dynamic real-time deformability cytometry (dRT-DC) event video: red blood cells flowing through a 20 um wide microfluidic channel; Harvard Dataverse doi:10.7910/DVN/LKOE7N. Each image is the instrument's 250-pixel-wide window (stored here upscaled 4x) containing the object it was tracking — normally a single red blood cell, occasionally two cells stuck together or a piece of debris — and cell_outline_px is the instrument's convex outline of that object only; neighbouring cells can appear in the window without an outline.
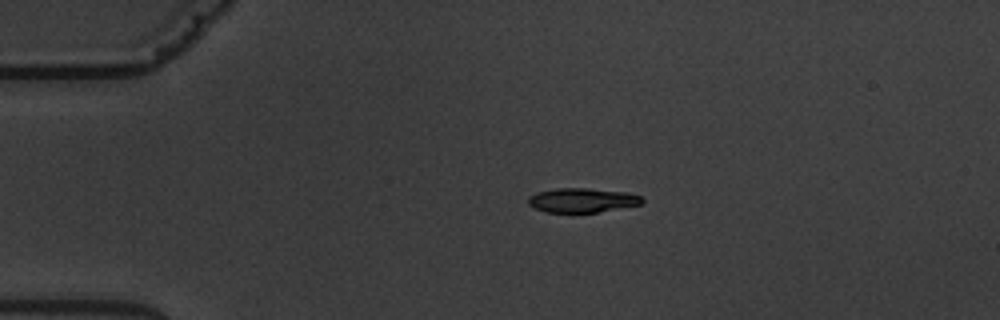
{"species": "common noctule bat (a hibernating species)", "species_latin": "Nyctalus noctula", "temperature_condition": "warm", "stored_images_in_passage": 3, "camera_frame_rate_fps": 3000, "um_per_image_px": 0.085, "animal": {"sex": "male", "body_mass_g": 19.5, "forearm_length_mm": 54.6}, "frame": {"image": 1, "passage_image": 1, "time_ms": 0.0, "image_size_px": [1000, 320], "cell_outline_px": [[644, 200], [640, 204], [596, 212], [544, 212], [528, 204], [528, 196], [536, 192], [556, 188], [588, 188], [624, 192], [640, 196]], "centroid_in_image_um": [49.42, 17.01], "position_along_channel_um": 35.6, "area_um2": 15.95}}
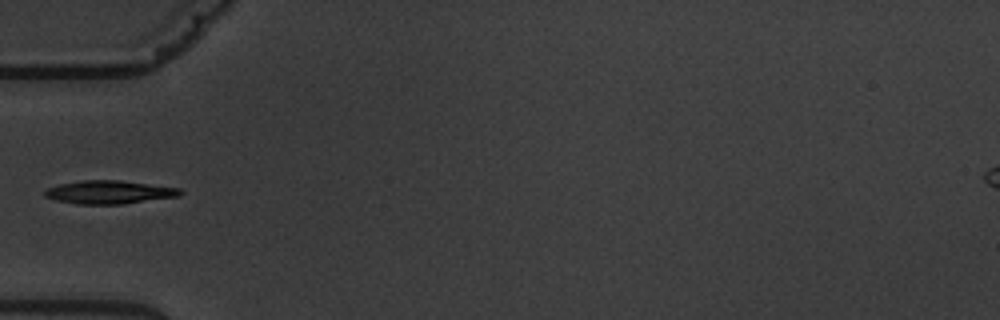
{"frame": {"image": 2, "passage_image": 3, "time_ms": 2.333, "image_size_px": [1000, 320], "cell_outline_px": [[184, 192], [180, 196], [120, 204], [76, 204], [56, 200], [44, 196], [44, 192], [48, 188], [60, 184], [80, 180], [120, 180], [180, 188]], "centroid_in_image_um": [9.29, 16.33], "position_along_channel_um": 75.7, "area_um2": 18.32}}